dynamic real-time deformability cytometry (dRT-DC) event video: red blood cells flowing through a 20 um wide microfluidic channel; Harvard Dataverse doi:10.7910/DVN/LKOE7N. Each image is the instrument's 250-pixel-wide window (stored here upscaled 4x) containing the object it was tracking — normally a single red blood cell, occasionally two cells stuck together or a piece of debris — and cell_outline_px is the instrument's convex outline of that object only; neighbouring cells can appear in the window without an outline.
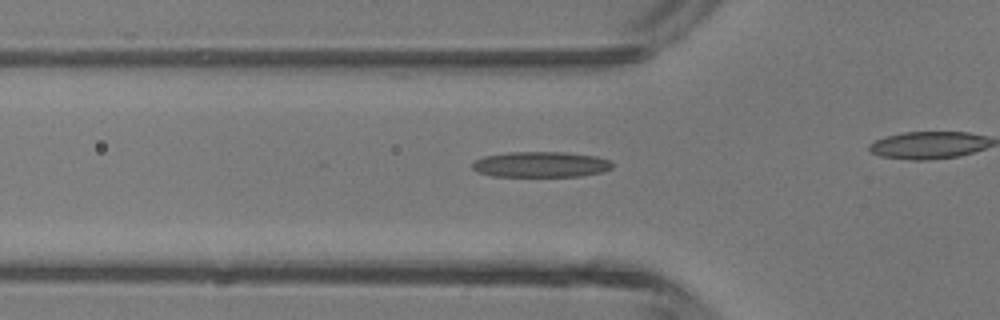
{"species": "common noctule bat (a hibernating species)", "species_latin": "Nyctalus noctula", "temperature_condition": "room temperature", "stored_images_in_passage": 37, "camera_frame_rate_fps": 3000, "um_per_image_px": 0.085, "animal": {"sex": "male", "body_mass_g": 13.3}, "frame": {"image": 1, "passage_image": 16, "time_ms": 5.0, "image_size_px": [1000, 320], "cell_outline_px": [[612, 168], [604, 172], [580, 176], [492, 176], [476, 172], [472, 168], [472, 164], [476, 160], [484, 156], [508, 152], [564, 152], [596, 156], [608, 160], [612, 164]], "centroid_in_image_um": [45.95, 13.98], "position_along_channel_um": 79.8, "area_um2": 20.92}}
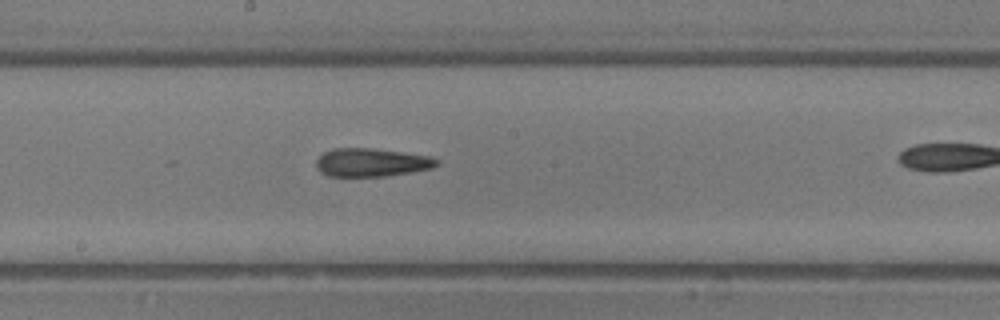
{"frame": {"image": 2, "passage_image": 25, "time_ms": 8.0, "image_size_px": [1000, 320], "cell_outline_px": [[440, 164], [432, 168], [412, 172], [384, 176], [328, 176], [320, 172], [316, 168], [316, 160], [324, 152], [332, 148], [368, 148], [400, 152], [428, 156], [440, 160]], "centroid_in_image_um": [31.56, 13.81], "position_along_channel_um": 216.6, "area_um2": 19.83}}
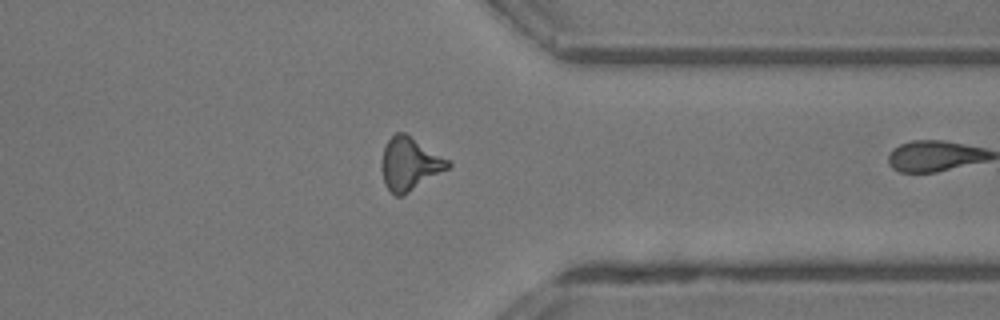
{"frame": {"image": 3, "passage_image": 36, "time_ms": 11.667, "image_size_px": [1000, 320], "cell_outline_px": [[452, 164], [448, 168], [404, 196], [396, 196], [384, 184], [380, 168], [380, 160], [384, 144], [396, 132], [404, 132], [412, 136], [452, 160]], "centroid_in_image_um": [34.82, 13.91], "position_along_channel_um": 376.6, "area_um2": 21.04}}